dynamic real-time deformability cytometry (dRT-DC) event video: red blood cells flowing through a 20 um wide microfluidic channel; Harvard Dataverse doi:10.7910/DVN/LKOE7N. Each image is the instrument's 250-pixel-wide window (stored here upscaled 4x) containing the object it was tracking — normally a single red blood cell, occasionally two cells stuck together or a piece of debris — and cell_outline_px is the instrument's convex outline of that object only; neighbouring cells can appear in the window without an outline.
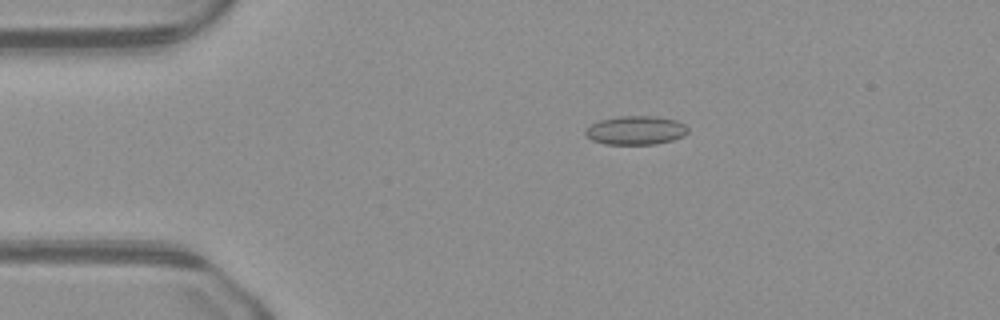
{"species": "common noctule bat (a hibernating species)", "species_latin": "Nyctalus noctula", "temperature_condition": "warm", "stored_images_in_passage": 48, "camera_frame_rate_fps": 3000, "um_per_image_px": 0.085, "animal": {"sex": "male", "body_mass_g": 23.1, "forearm_length_mm": 52.7}, "frame": {"image": 1, "passage_image": 8, "time_ms": 2.333, "image_size_px": [1000, 320], "cell_outline_px": [[688, 132], [684, 136], [672, 140], [656, 144], [604, 144], [592, 140], [584, 132], [592, 124], [600, 120], [620, 116], [656, 116], [676, 120], [684, 124], [688, 128]], "centroid_in_image_um": [54.07, 11.07], "position_along_channel_um": 30.9, "area_um2": 17.11}}
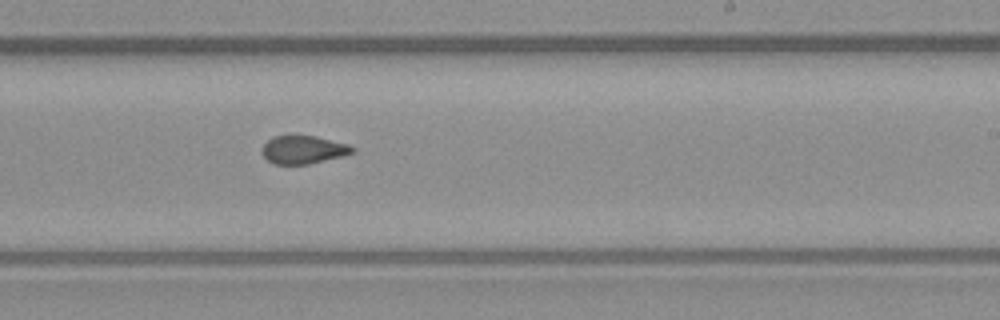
{"frame": {"image": 2, "passage_image": 28, "time_ms": 9.0, "image_size_px": [1000, 320], "cell_outline_px": [[356, 152], [344, 156], [308, 164], [276, 164], [268, 160], [264, 156], [264, 144], [272, 136], [316, 136], [348, 144], [356, 148]], "centroid_in_image_um": [25.86, 12.72], "position_along_channel_um": 263.1, "area_um2": 14.68}}
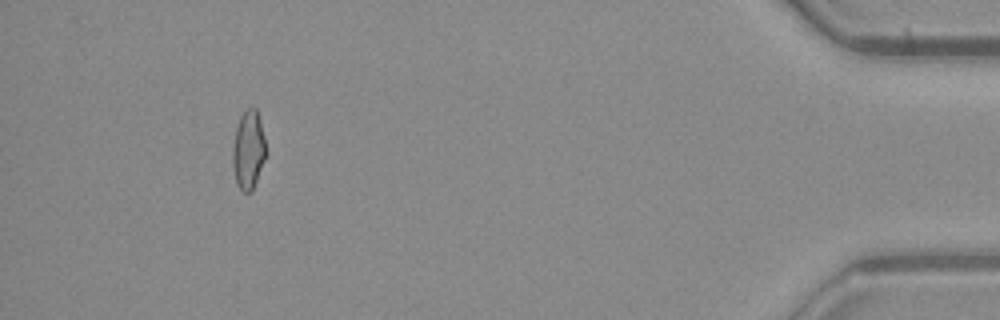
{"frame": {"image": 3, "passage_image": 44, "time_ms": 14.333, "image_size_px": [1000, 320], "cell_outline_px": [[268, 152], [252, 192], [240, 192], [236, 184], [232, 168], [232, 148], [236, 128], [240, 116], [248, 108], [256, 108], [264, 136]], "centroid_in_image_um": [21.11, 12.81], "position_along_channel_um": 414.1, "area_um2": 15.61}}